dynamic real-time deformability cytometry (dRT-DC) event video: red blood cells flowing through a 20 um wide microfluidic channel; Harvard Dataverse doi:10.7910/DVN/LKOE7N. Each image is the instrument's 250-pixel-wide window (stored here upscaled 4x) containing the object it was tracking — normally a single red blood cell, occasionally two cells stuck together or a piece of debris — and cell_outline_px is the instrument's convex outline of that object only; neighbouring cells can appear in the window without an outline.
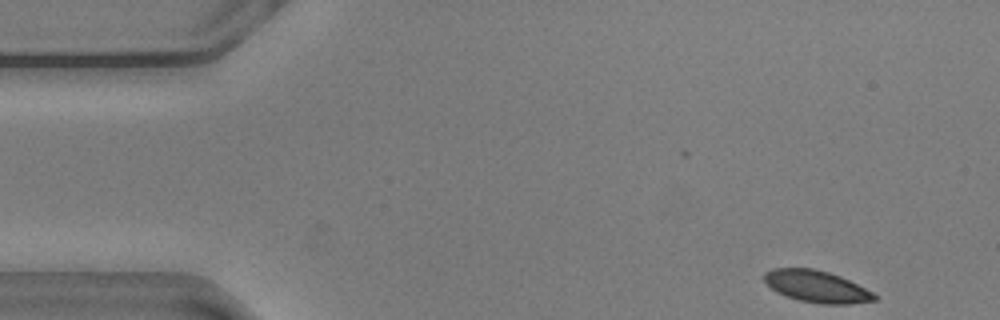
{"species": "common noctule bat (a hibernating species)", "species_latin": "Nyctalus noctula", "temperature_condition": "warm", "stored_images_in_passage": 53, "camera_frame_rate_fps": 3000, "um_per_image_px": 0.085, "animal": {"sex": "male", "body_mass_g": 20.5, "forearm_length_mm": 52.5}, "frame": {"image": 1, "passage_image": 1, "time_ms": 0.0, "image_size_px": [1000, 320], "cell_outline_px": [[876, 300], [848, 304], [820, 304], [800, 300], [776, 292], [764, 280], [764, 272], [772, 268], [812, 268], [828, 272], [840, 276], [872, 292], [876, 296]], "centroid_in_image_um": [69.39, 24.34], "position_along_channel_um": 15.6, "area_um2": 20.17}}
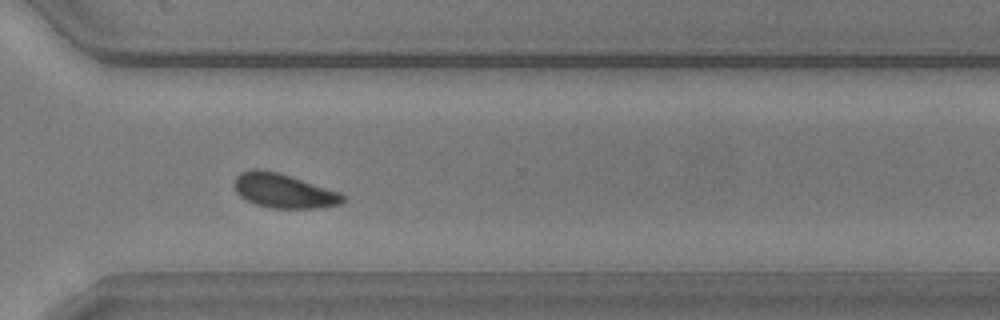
{"frame": {"image": 2, "passage_image": 37, "time_ms": 12.0, "image_size_px": [1000, 320], "cell_outline_px": [[344, 200], [340, 204], [316, 208], [272, 208], [256, 204], [240, 196], [236, 192], [236, 176], [240, 172], [252, 168], [256, 168], [276, 172], [340, 192], [344, 196]], "centroid_in_image_um": [24.1, 16.22], "position_along_channel_um": 346.5, "area_um2": 21.27}}
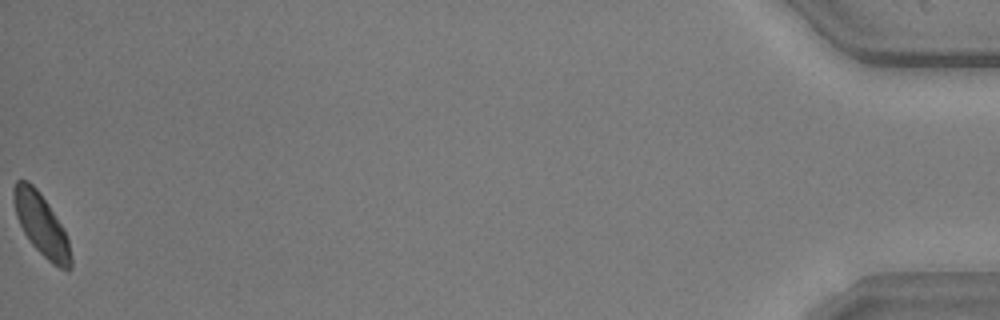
{"frame": {"image": 3, "passage_image": 53, "time_ms": 17.333, "image_size_px": [1000, 320], "cell_outline_px": [[72, 268], [60, 268], [52, 264], [32, 244], [24, 232], [16, 216], [12, 192], [12, 188], [16, 180], [28, 180], [36, 188], [64, 228], [68, 240], [72, 256]], "centroid_in_image_um": [3.51, 19.09], "position_along_channel_um": 431.7, "area_um2": 20.35}, "authors_computed_cell_mechanics": {"area_um2": 21.0392, "velocity_mm_per_s": 3.5647, "shape_relaxation_time_tau1_ms": 2.2341, "shape_relaxation_time_tau2_ms": 1.8349, "deformation_change_tau1": 0.0861, "deformation_change_tau2": 0.0511}}